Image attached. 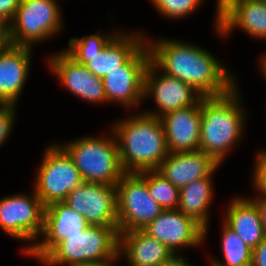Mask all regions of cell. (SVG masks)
<instances>
[{
	"label": "cell",
	"instance_id": "31",
	"mask_svg": "<svg viewBox=\"0 0 266 266\" xmlns=\"http://www.w3.org/2000/svg\"><path fill=\"white\" fill-rule=\"evenodd\" d=\"M20 0H0V24L5 28L12 21Z\"/></svg>",
	"mask_w": 266,
	"mask_h": 266
},
{
	"label": "cell",
	"instance_id": "1",
	"mask_svg": "<svg viewBox=\"0 0 266 266\" xmlns=\"http://www.w3.org/2000/svg\"><path fill=\"white\" fill-rule=\"evenodd\" d=\"M151 62L164 74L192 86L203 97L222 96L238 86L233 72L205 48L169 38L146 39Z\"/></svg>",
	"mask_w": 266,
	"mask_h": 266
},
{
	"label": "cell",
	"instance_id": "20",
	"mask_svg": "<svg viewBox=\"0 0 266 266\" xmlns=\"http://www.w3.org/2000/svg\"><path fill=\"white\" fill-rule=\"evenodd\" d=\"M118 253L125 256L129 266H159L174 255L165 244L143 230L119 233Z\"/></svg>",
	"mask_w": 266,
	"mask_h": 266
},
{
	"label": "cell",
	"instance_id": "37",
	"mask_svg": "<svg viewBox=\"0 0 266 266\" xmlns=\"http://www.w3.org/2000/svg\"><path fill=\"white\" fill-rule=\"evenodd\" d=\"M6 39H5V27L0 24V43H5Z\"/></svg>",
	"mask_w": 266,
	"mask_h": 266
},
{
	"label": "cell",
	"instance_id": "33",
	"mask_svg": "<svg viewBox=\"0 0 266 266\" xmlns=\"http://www.w3.org/2000/svg\"><path fill=\"white\" fill-rule=\"evenodd\" d=\"M251 200L255 203L256 207L258 208L260 214V220L263 225V231L266 236V197L255 195V197H253Z\"/></svg>",
	"mask_w": 266,
	"mask_h": 266
},
{
	"label": "cell",
	"instance_id": "35",
	"mask_svg": "<svg viewBox=\"0 0 266 266\" xmlns=\"http://www.w3.org/2000/svg\"><path fill=\"white\" fill-rule=\"evenodd\" d=\"M121 258V256L119 255V253L110 258V259H106V260H103V261H100V262H86V263H80V264H77L75 266H114L113 264L115 262L118 261V259ZM117 260V261H116ZM113 263V264H112ZM117 266V265H115Z\"/></svg>",
	"mask_w": 266,
	"mask_h": 266
},
{
	"label": "cell",
	"instance_id": "4",
	"mask_svg": "<svg viewBox=\"0 0 266 266\" xmlns=\"http://www.w3.org/2000/svg\"><path fill=\"white\" fill-rule=\"evenodd\" d=\"M83 136L58 145L69 155L83 182L116 185L126 173L120 162L115 134Z\"/></svg>",
	"mask_w": 266,
	"mask_h": 266
},
{
	"label": "cell",
	"instance_id": "17",
	"mask_svg": "<svg viewBox=\"0 0 266 266\" xmlns=\"http://www.w3.org/2000/svg\"><path fill=\"white\" fill-rule=\"evenodd\" d=\"M169 153L198 151L201 131V100L193 106L160 117Z\"/></svg>",
	"mask_w": 266,
	"mask_h": 266
},
{
	"label": "cell",
	"instance_id": "24",
	"mask_svg": "<svg viewBox=\"0 0 266 266\" xmlns=\"http://www.w3.org/2000/svg\"><path fill=\"white\" fill-rule=\"evenodd\" d=\"M222 224L220 243L224 262L214 258L209 266H251L252 249L224 221Z\"/></svg>",
	"mask_w": 266,
	"mask_h": 266
},
{
	"label": "cell",
	"instance_id": "18",
	"mask_svg": "<svg viewBox=\"0 0 266 266\" xmlns=\"http://www.w3.org/2000/svg\"><path fill=\"white\" fill-rule=\"evenodd\" d=\"M220 164L203 151L169 153L156 169L178 189L189 183L212 177Z\"/></svg>",
	"mask_w": 266,
	"mask_h": 266
},
{
	"label": "cell",
	"instance_id": "10",
	"mask_svg": "<svg viewBox=\"0 0 266 266\" xmlns=\"http://www.w3.org/2000/svg\"><path fill=\"white\" fill-rule=\"evenodd\" d=\"M150 62L145 43L125 64L103 77L107 103H118L131 111L144 101V76Z\"/></svg>",
	"mask_w": 266,
	"mask_h": 266
},
{
	"label": "cell",
	"instance_id": "23",
	"mask_svg": "<svg viewBox=\"0 0 266 266\" xmlns=\"http://www.w3.org/2000/svg\"><path fill=\"white\" fill-rule=\"evenodd\" d=\"M213 184L212 177H204L180 189L178 210L205 228V238L208 236L211 219L209 208L215 193Z\"/></svg>",
	"mask_w": 266,
	"mask_h": 266
},
{
	"label": "cell",
	"instance_id": "14",
	"mask_svg": "<svg viewBox=\"0 0 266 266\" xmlns=\"http://www.w3.org/2000/svg\"><path fill=\"white\" fill-rule=\"evenodd\" d=\"M47 60L51 73H54L60 84L71 94L88 103H107L102 78L93 75L65 50L49 56Z\"/></svg>",
	"mask_w": 266,
	"mask_h": 266
},
{
	"label": "cell",
	"instance_id": "36",
	"mask_svg": "<svg viewBox=\"0 0 266 266\" xmlns=\"http://www.w3.org/2000/svg\"><path fill=\"white\" fill-rule=\"evenodd\" d=\"M260 71L263 73V77L266 79V53L261 55V59L259 60Z\"/></svg>",
	"mask_w": 266,
	"mask_h": 266
},
{
	"label": "cell",
	"instance_id": "21",
	"mask_svg": "<svg viewBox=\"0 0 266 266\" xmlns=\"http://www.w3.org/2000/svg\"><path fill=\"white\" fill-rule=\"evenodd\" d=\"M252 197L236 196L228 204L224 222L237 233L243 242L254 249L266 237L260 214Z\"/></svg>",
	"mask_w": 266,
	"mask_h": 266
},
{
	"label": "cell",
	"instance_id": "7",
	"mask_svg": "<svg viewBox=\"0 0 266 266\" xmlns=\"http://www.w3.org/2000/svg\"><path fill=\"white\" fill-rule=\"evenodd\" d=\"M116 189L118 233L142 230L164 210L148 192L146 170L126 172Z\"/></svg>",
	"mask_w": 266,
	"mask_h": 266
},
{
	"label": "cell",
	"instance_id": "29",
	"mask_svg": "<svg viewBox=\"0 0 266 266\" xmlns=\"http://www.w3.org/2000/svg\"><path fill=\"white\" fill-rule=\"evenodd\" d=\"M12 104H0V147L4 145L13 130L16 121V108Z\"/></svg>",
	"mask_w": 266,
	"mask_h": 266
},
{
	"label": "cell",
	"instance_id": "26",
	"mask_svg": "<svg viewBox=\"0 0 266 266\" xmlns=\"http://www.w3.org/2000/svg\"><path fill=\"white\" fill-rule=\"evenodd\" d=\"M146 183L150 196L164 209H178L180 189L156 170H146Z\"/></svg>",
	"mask_w": 266,
	"mask_h": 266
},
{
	"label": "cell",
	"instance_id": "3",
	"mask_svg": "<svg viewBox=\"0 0 266 266\" xmlns=\"http://www.w3.org/2000/svg\"><path fill=\"white\" fill-rule=\"evenodd\" d=\"M238 89L236 86L226 95L201 99L199 150L211 155L220 165L242 140L245 131L246 112Z\"/></svg>",
	"mask_w": 266,
	"mask_h": 266
},
{
	"label": "cell",
	"instance_id": "6",
	"mask_svg": "<svg viewBox=\"0 0 266 266\" xmlns=\"http://www.w3.org/2000/svg\"><path fill=\"white\" fill-rule=\"evenodd\" d=\"M56 1L20 0L12 21L5 28L6 42L32 48L60 34L64 21Z\"/></svg>",
	"mask_w": 266,
	"mask_h": 266
},
{
	"label": "cell",
	"instance_id": "9",
	"mask_svg": "<svg viewBox=\"0 0 266 266\" xmlns=\"http://www.w3.org/2000/svg\"><path fill=\"white\" fill-rule=\"evenodd\" d=\"M32 192L0 198V229L12 238L29 242L22 248L25 255L34 247L44 227L45 206L36 192Z\"/></svg>",
	"mask_w": 266,
	"mask_h": 266
},
{
	"label": "cell",
	"instance_id": "5",
	"mask_svg": "<svg viewBox=\"0 0 266 266\" xmlns=\"http://www.w3.org/2000/svg\"><path fill=\"white\" fill-rule=\"evenodd\" d=\"M118 227L90 225L83 233L69 235L59 242L40 263L47 266H75L100 262L118 254Z\"/></svg>",
	"mask_w": 266,
	"mask_h": 266
},
{
	"label": "cell",
	"instance_id": "28",
	"mask_svg": "<svg viewBox=\"0 0 266 266\" xmlns=\"http://www.w3.org/2000/svg\"><path fill=\"white\" fill-rule=\"evenodd\" d=\"M256 155L252 169V184L256 195L266 197V149H261Z\"/></svg>",
	"mask_w": 266,
	"mask_h": 266
},
{
	"label": "cell",
	"instance_id": "27",
	"mask_svg": "<svg viewBox=\"0 0 266 266\" xmlns=\"http://www.w3.org/2000/svg\"><path fill=\"white\" fill-rule=\"evenodd\" d=\"M205 0H151L157 11L167 19L177 20L195 12Z\"/></svg>",
	"mask_w": 266,
	"mask_h": 266
},
{
	"label": "cell",
	"instance_id": "8",
	"mask_svg": "<svg viewBox=\"0 0 266 266\" xmlns=\"http://www.w3.org/2000/svg\"><path fill=\"white\" fill-rule=\"evenodd\" d=\"M44 152L35 175L34 191L47 207L55 202H63L83 180L72 159L58 142L47 146Z\"/></svg>",
	"mask_w": 266,
	"mask_h": 266
},
{
	"label": "cell",
	"instance_id": "15",
	"mask_svg": "<svg viewBox=\"0 0 266 266\" xmlns=\"http://www.w3.org/2000/svg\"><path fill=\"white\" fill-rule=\"evenodd\" d=\"M88 226L87 220L64 202L52 203L45 207L40 240L26 256L40 262L59 242L69 235L83 233Z\"/></svg>",
	"mask_w": 266,
	"mask_h": 266
},
{
	"label": "cell",
	"instance_id": "11",
	"mask_svg": "<svg viewBox=\"0 0 266 266\" xmlns=\"http://www.w3.org/2000/svg\"><path fill=\"white\" fill-rule=\"evenodd\" d=\"M159 71L152 62L145 71L143 97L153 98L157 110H144V113L160 118L168 112L196 105L203 98L189 84Z\"/></svg>",
	"mask_w": 266,
	"mask_h": 266
},
{
	"label": "cell",
	"instance_id": "32",
	"mask_svg": "<svg viewBox=\"0 0 266 266\" xmlns=\"http://www.w3.org/2000/svg\"><path fill=\"white\" fill-rule=\"evenodd\" d=\"M251 266H266V237L252 250Z\"/></svg>",
	"mask_w": 266,
	"mask_h": 266
},
{
	"label": "cell",
	"instance_id": "34",
	"mask_svg": "<svg viewBox=\"0 0 266 266\" xmlns=\"http://www.w3.org/2000/svg\"><path fill=\"white\" fill-rule=\"evenodd\" d=\"M187 259L188 258L185 259L180 254H174L170 259L164 261L159 266H193Z\"/></svg>",
	"mask_w": 266,
	"mask_h": 266
},
{
	"label": "cell",
	"instance_id": "16",
	"mask_svg": "<svg viewBox=\"0 0 266 266\" xmlns=\"http://www.w3.org/2000/svg\"><path fill=\"white\" fill-rule=\"evenodd\" d=\"M32 51L7 42L0 46V104L17 106L31 71Z\"/></svg>",
	"mask_w": 266,
	"mask_h": 266
},
{
	"label": "cell",
	"instance_id": "13",
	"mask_svg": "<svg viewBox=\"0 0 266 266\" xmlns=\"http://www.w3.org/2000/svg\"><path fill=\"white\" fill-rule=\"evenodd\" d=\"M150 237L165 244L174 254L181 248L198 247L205 243V228L178 209L163 210L142 229Z\"/></svg>",
	"mask_w": 266,
	"mask_h": 266
},
{
	"label": "cell",
	"instance_id": "30",
	"mask_svg": "<svg viewBox=\"0 0 266 266\" xmlns=\"http://www.w3.org/2000/svg\"><path fill=\"white\" fill-rule=\"evenodd\" d=\"M216 13L214 28L226 19L244 0H216Z\"/></svg>",
	"mask_w": 266,
	"mask_h": 266
},
{
	"label": "cell",
	"instance_id": "25",
	"mask_svg": "<svg viewBox=\"0 0 266 266\" xmlns=\"http://www.w3.org/2000/svg\"><path fill=\"white\" fill-rule=\"evenodd\" d=\"M119 32V30L108 34H91L81 38L72 37L69 40L68 48L65 51L78 63L85 65L88 57H93L105 48L108 42Z\"/></svg>",
	"mask_w": 266,
	"mask_h": 266
},
{
	"label": "cell",
	"instance_id": "2",
	"mask_svg": "<svg viewBox=\"0 0 266 266\" xmlns=\"http://www.w3.org/2000/svg\"><path fill=\"white\" fill-rule=\"evenodd\" d=\"M128 116L111 125L123 170H156L169 154L161 119L142 110Z\"/></svg>",
	"mask_w": 266,
	"mask_h": 266
},
{
	"label": "cell",
	"instance_id": "12",
	"mask_svg": "<svg viewBox=\"0 0 266 266\" xmlns=\"http://www.w3.org/2000/svg\"><path fill=\"white\" fill-rule=\"evenodd\" d=\"M90 225L118 227L116 185L83 182L63 201Z\"/></svg>",
	"mask_w": 266,
	"mask_h": 266
},
{
	"label": "cell",
	"instance_id": "22",
	"mask_svg": "<svg viewBox=\"0 0 266 266\" xmlns=\"http://www.w3.org/2000/svg\"><path fill=\"white\" fill-rule=\"evenodd\" d=\"M236 28L253 38L266 40V0H244L215 30L226 38Z\"/></svg>",
	"mask_w": 266,
	"mask_h": 266
},
{
	"label": "cell",
	"instance_id": "19",
	"mask_svg": "<svg viewBox=\"0 0 266 266\" xmlns=\"http://www.w3.org/2000/svg\"><path fill=\"white\" fill-rule=\"evenodd\" d=\"M146 38L148 37L143 32L128 33L120 30L100 54L88 57L85 66L93 75L103 78L125 64L146 43Z\"/></svg>",
	"mask_w": 266,
	"mask_h": 266
}]
</instances>
